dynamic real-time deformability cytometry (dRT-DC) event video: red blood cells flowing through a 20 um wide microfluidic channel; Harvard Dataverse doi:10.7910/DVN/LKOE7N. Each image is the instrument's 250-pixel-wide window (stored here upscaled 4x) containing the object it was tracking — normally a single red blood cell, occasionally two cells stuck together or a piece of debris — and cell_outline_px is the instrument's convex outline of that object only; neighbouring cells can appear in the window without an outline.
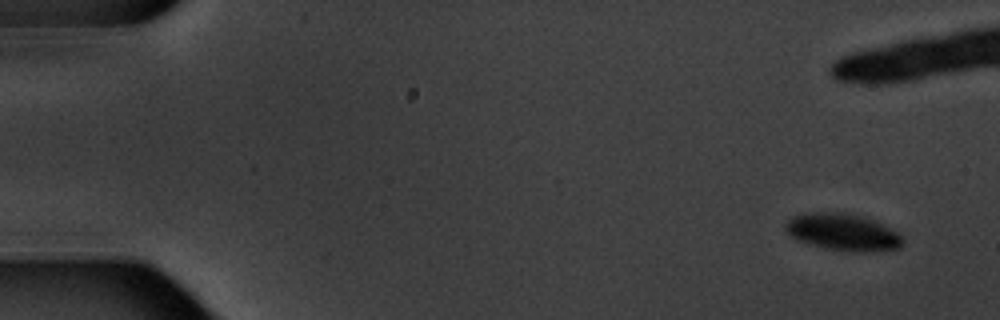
{"species": "common noctule bat (a hibernating species)", "species_latin": "Nyctalus noctula", "temperature_condition": "warm", "stored_images_in_passage": 6, "camera_frame_rate_fps": 3000, "um_per_image_px": 0.085, "animal": {"sex": "male", "body_mass_g": 20.1, "forearm_length_mm": 53.5}, "frame": {"image": 1, "passage_image": 1, "time_ms": 0.0, "image_size_px": [1000, 320], "cell_outline_px": [[904, 244], [900, 248], [872, 252], [852, 252], [824, 248], [796, 240], [784, 228], [784, 224], [792, 216], [804, 212], [836, 212], [864, 216], [884, 224], [900, 232], [904, 236]], "centroid_in_image_um": [71.69, 19.73], "position_along_channel_um": 13.3, "area_um2": 25.84}}